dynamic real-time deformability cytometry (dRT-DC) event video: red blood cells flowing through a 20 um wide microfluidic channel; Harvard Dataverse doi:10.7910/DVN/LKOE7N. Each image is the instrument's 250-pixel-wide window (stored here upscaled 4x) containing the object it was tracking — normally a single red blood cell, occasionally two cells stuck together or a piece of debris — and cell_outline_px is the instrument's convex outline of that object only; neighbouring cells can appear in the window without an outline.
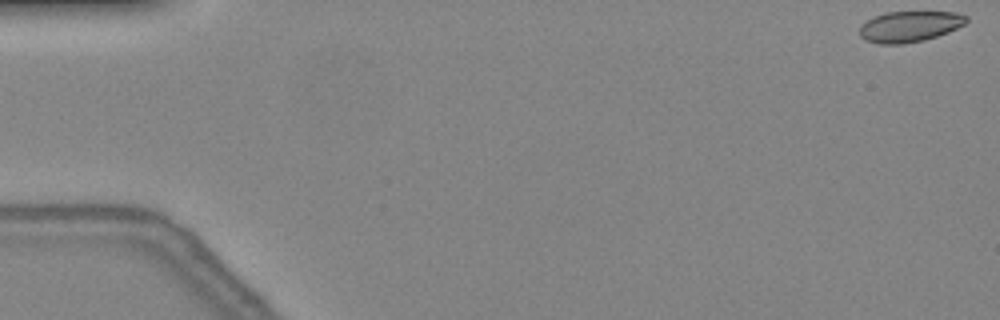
{"species": "common noctule bat (a hibernating species)", "species_latin": "Nyctalus noctula", "temperature_condition": "warm", "stored_images_in_passage": 45, "camera_frame_rate_fps": 3000, "um_per_image_px": 0.085, "animal": {"sex": "female", "body_mass_g": 24.6, "forearm_length_mm": 56.2}, "frame": {"image": 1, "passage_image": 1, "time_ms": 0.0, "image_size_px": [1000, 320], "cell_outline_px": [[968, 20], [964, 24], [948, 32], [924, 40], [900, 44], [880, 44], [864, 40], [860, 36], [860, 24], [876, 16], [888, 12], [956, 12], [968, 16]], "centroid_in_image_um": [77.31, 2.25], "position_along_channel_um": 7.7, "area_um2": 19.07}}
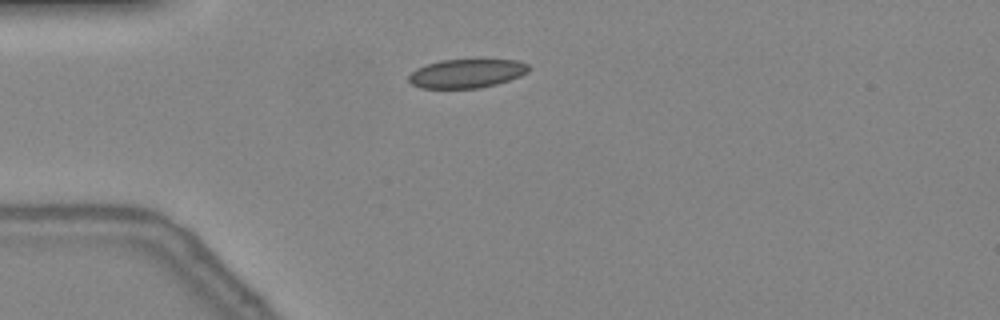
{"frame": {"image": 2, "passage_image": 13, "time_ms": 4.0, "image_size_px": [1000, 320], "cell_outline_px": [[528, 72], [520, 76], [496, 84], [480, 88], [420, 88], [412, 84], [408, 80], [408, 76], [416, 68], [440, 60], [516, 60], [528, 64]], "centroid_in_image_um": [39.64, 6.25], "position_along_channel_um": 45.4, "area_um2": 20.0}}
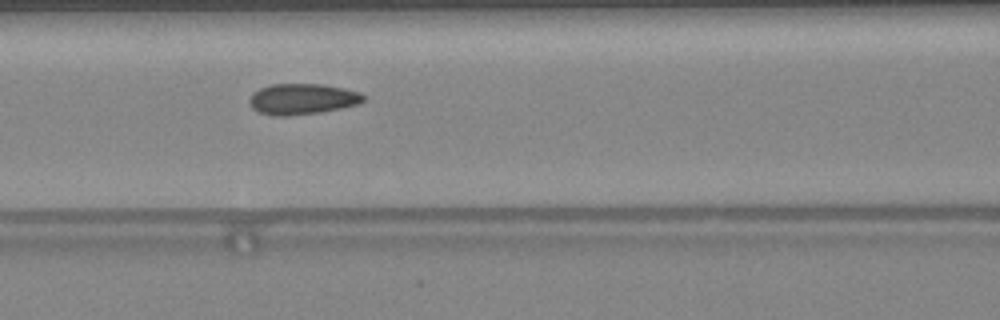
{"frame": {"image": 3, "passage_image": 21, "time_ms": 6.667, "image_size_px": [1000, 320], "cell_outline_px": [[364, 100], [360, 104], [320, 112], [288, 116], [276, 116], [260, 112], [252, 108], [248, 100], [252, 92], [260, 88], [272, 84], [320, 84], [344, 88], [360, 92], [364, 96]], "centroid_in_image_um": [25.68, 8.41], "position_along_channel_um": 140.9, "area_um2": 20.52}}